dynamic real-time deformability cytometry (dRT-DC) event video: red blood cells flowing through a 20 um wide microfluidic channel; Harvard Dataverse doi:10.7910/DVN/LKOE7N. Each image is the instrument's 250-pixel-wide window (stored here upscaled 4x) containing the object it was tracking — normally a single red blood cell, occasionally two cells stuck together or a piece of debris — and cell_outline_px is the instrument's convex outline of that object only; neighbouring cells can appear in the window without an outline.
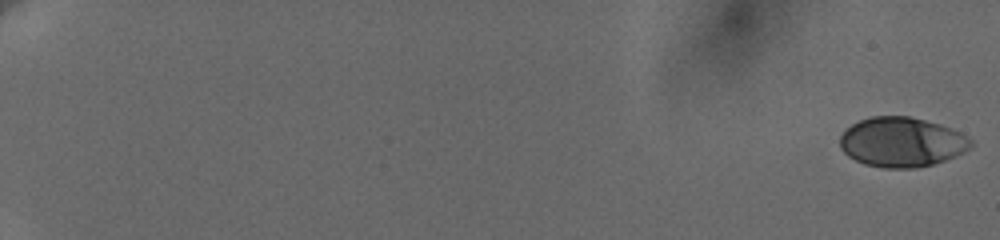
{"species": "human", "species_latin": "Homo sapiens", "temperature_condition": "cold", "stored_images_in_passage": 14, "camera_frame_rate_fps": 3000, "um_per_image_px": 0.085, "donor": {"sex": "female"}, "frame": {"image": 1, "passage_image": 1, "time_ms": 0.0, "image_size_px": [1000, 240], "cell_outline_px": [[972, 144], [964, 152], [956, 156], [932, 164], [916, 168], [884, 168], [864, 164], [848, 156], [840, 148], [840, 136], [852, 124], [860, 120], [872, 116], [908, 116], [940, 124], [952, 128], [960, 132], [972, 140]], "centroid_in_image_um": [76.64, 12.08], "position_along_channel_um": 8.4, "area_um2": 37.8}}